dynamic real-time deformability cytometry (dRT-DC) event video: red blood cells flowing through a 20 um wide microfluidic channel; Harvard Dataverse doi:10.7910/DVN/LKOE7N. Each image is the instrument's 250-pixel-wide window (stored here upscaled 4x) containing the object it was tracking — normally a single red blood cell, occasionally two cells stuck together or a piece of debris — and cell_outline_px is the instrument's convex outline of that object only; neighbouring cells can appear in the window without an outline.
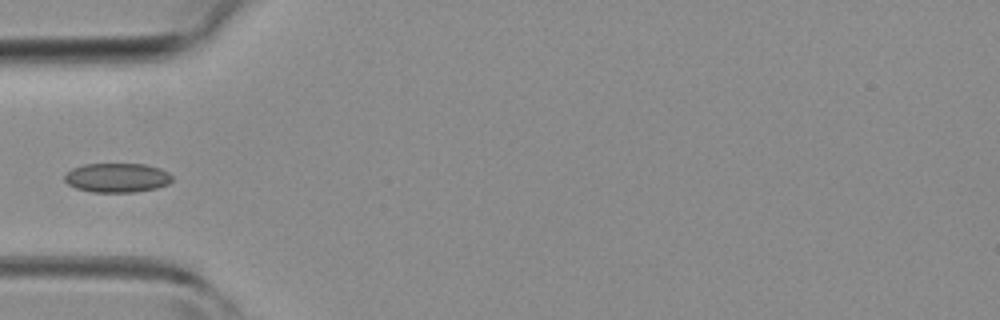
{"species": "common noctule bat (a hibernating species)", "species_latin": "Nyctalus noctula", "temperature_condition": "room temperature", "stored_images_in_passage": 2, "camera_frame_rate_fps": 3000, "um_per_image_px": 0.085, "animal": {"sex": "female", "body_mass_g": 19.3, "forearm_length_mm": 54.1}, "frame": {"image": 1, "passage_image": 1, "time_ms": 0.0, "image_size_px": [1000, 320], "cell_outline_px": [[172, 180], [168, 184], [156, 188], [136, 192], [92, 192], [76, 188], [68, 184], [64, 180], [64, 176], [72, 168], [84, 164], [144, 164], [160, 168], [168, 172], [172, 176]], "centroid_in_image_um": [9.95, 15.11], "position_along_channel_um": 75.0, "area_um2": 18.38}}
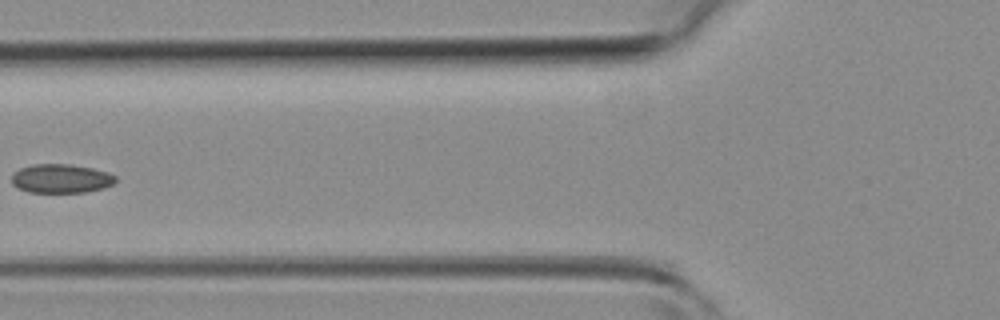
{"frame": {"image": 2, "passage_image": 2, "time_ms": 1.0, "image_size_px": [1000, 320], "cell_outline_px": [[116, 184], [104, 188], [88, 192], [28, 192], [16, 188], [12, 184], [12, 172], [20, 168], [32, 164], [68, 164], [92, 168], [108, 172], [116, 176]], "centroid_in_image_um": [5.19, 15.18], "position_along_channel_um": 120.6, "area_um2": 17.8}}